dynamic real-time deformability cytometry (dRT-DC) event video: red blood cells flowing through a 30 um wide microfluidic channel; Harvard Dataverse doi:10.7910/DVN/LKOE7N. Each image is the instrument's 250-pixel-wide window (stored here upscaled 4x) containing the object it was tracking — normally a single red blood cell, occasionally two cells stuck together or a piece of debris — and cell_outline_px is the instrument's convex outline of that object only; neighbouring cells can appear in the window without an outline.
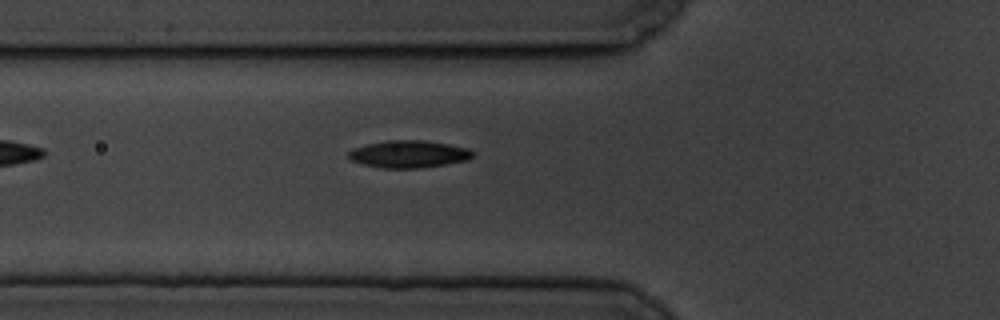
{"species": "common noctule bat (a hibernating species)", "species_latin": "Nyctalus noctula", "temperature_condition": "cold", "stored_images_in_passage": 6, "camera_frame_rate_fps": 3000, "um_per_image_px": 0.085, "animal": {"sex": "male", "body_mass_g": 19.5, "forearm_length_mm": 54.6}, "frame": {"image": 1, "passage_image": 6, "time_ms": 6.0, "image_size_px": [1000, 320], "cell_outline_px": [[476, 152], [468, 160], [424, 168], [380, 168], [364, 164], [352, 160], [348, 156], [348, 152], [352, 148], [368, 144], [388, 140], [424, 140], [448, 144], [468, 148]], "centroid_in_image_um": [34.77, 13.1], "position_along_channel_um": 91.0, "area_um2": 19.83}}